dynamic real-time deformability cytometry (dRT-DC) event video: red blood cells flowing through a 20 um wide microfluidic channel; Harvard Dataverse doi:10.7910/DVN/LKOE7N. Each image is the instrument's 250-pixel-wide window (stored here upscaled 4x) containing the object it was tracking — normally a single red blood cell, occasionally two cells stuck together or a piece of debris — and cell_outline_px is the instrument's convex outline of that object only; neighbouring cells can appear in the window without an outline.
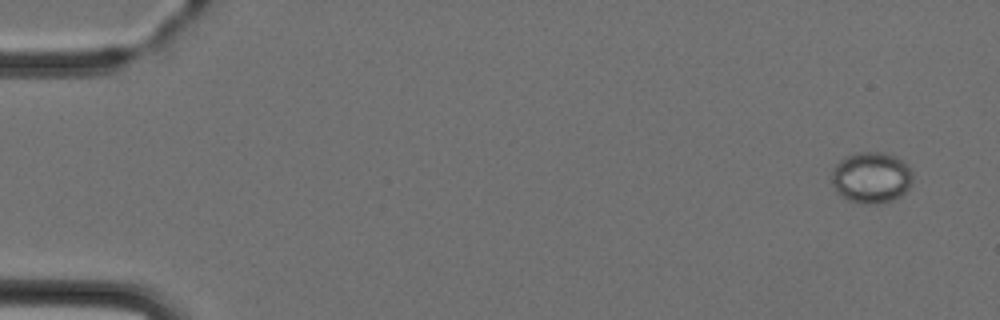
{"species": "Egyptian fruit bat (a non-hibernating species)", "species_latin": "Rousettus aegyptiacus", "temperature_condition": "cold", "stored_images_in_passage": 6, "camera_frame_rate_fps": 3000, "um_per_image_px": 0.085, "animal": {"sex": "female"}, "frame": {"image": 1, "passage_image": 1, "time_ms": 0.0, "image_size_px": [1000, 320], "cell_outline_px": [[912, 184], [900, 196], [892, 200], [876, 204], [868, 204], [848, 200], [836, 192], [832, 184], [832, 168], [844, 156], [856, 152], [884, 152], [896, 156], [908, 164], [912, 172]], "centroid_in_image_um": [74.06, 15.07], "position_along_channel_um": 10.9, "area_um2": 24.45}}
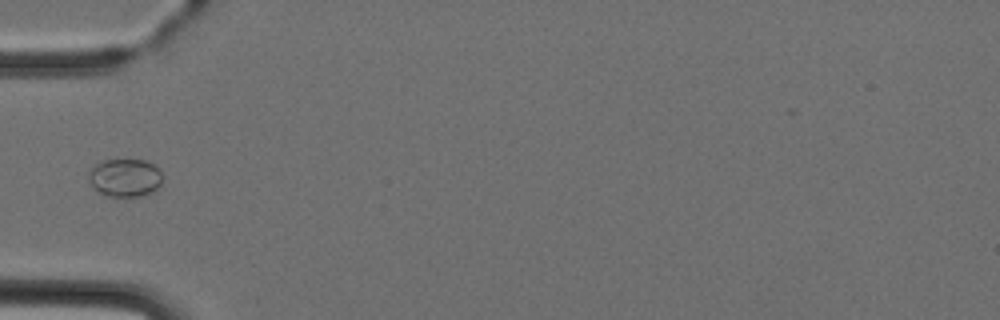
{"frame": {"image": 2, "passage_image": 5, "time_ms": 4.667, "image_size_px": [1000, 320], "cell_outline_px": [[160, 184], [152, 192], [140, 196], [108, 196], [100, 192], [88, 180], [88, 172], [100, 160], [144, 160], [152, 164], [160, 172]], "centroid_in_image_um": [10.59, 15.1], "position_along_channel_um": 74.4, "area_um2": 16.01}}
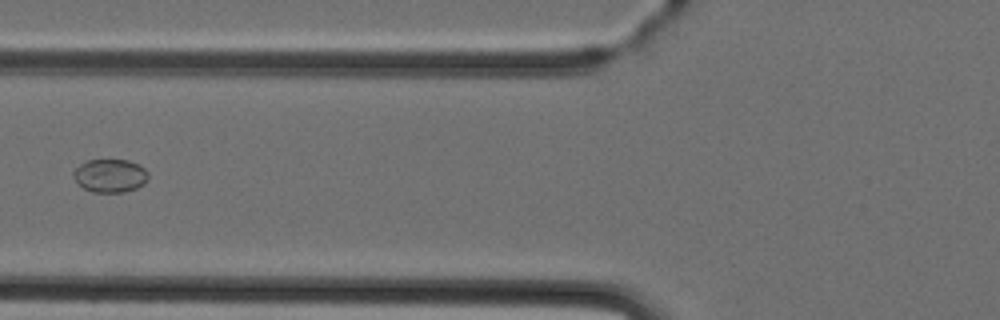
{"frame": {"image": 3, "passage_image": 6, "time_ms": 5.667, "image_size_px": [1000, 320], "cell_outline_px": [[148, 180], [144, 184], [136, 188], [124, 192], [92, 192], [84, 188], [72, 176], [72, 172], [80, 164], [88, 160], [128, 160], [140, 164], [148, 172]], "centroid_in_image_um": [9.38, 14.93], "position_along_channel_um": 116.4, "area_um2": 14.57}}